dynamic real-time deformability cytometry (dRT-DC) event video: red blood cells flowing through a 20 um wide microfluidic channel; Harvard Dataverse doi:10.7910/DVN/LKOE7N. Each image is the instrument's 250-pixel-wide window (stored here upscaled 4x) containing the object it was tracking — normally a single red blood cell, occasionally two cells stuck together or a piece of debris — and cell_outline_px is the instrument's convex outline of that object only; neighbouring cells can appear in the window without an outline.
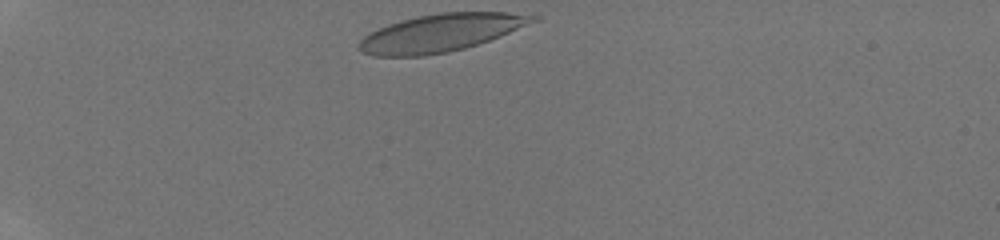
{"species": "human", "species_latin": "Homo sapiens", "temperature_condition": "room temperature", "stored_images_in_passage": 5, "camera_frame_rate_fps": 3000, "um_per_image_px": 0.085, "donor": {"sex": "male"}, "frame": {"image": 1, "passage_image": 1, "time_ms": 0.0, "image_size_px": [1000, 240], "cell_outline_px": [[540, 20], [500, 36], [464, 48], [448, 52], [420, 56], [372, 56], [360, 52], [356, 48], [356, 44], [368, 32], [388, 24], [420, 16], [440, 12], [536, 12], [540, 16]], "centroid_in_image_um": [37.51, 2.78], "position_along_channel_um": 47.5, "area_um2": 38.55}}
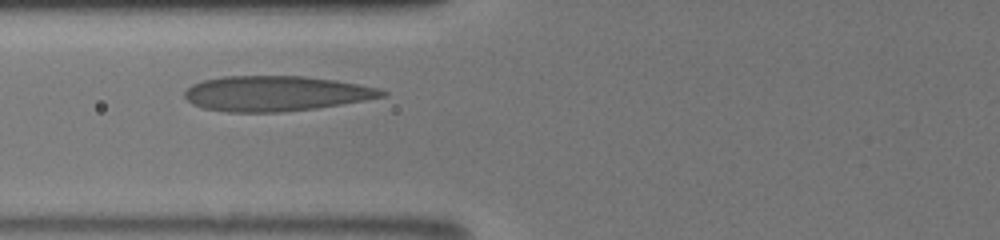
{"frame": {"image": 2, "passage_image": 4, "time_ms": 2.667, "image_size_px": [1000, 240], "cell_outline_px": [[388, 92], [384, 96], [364, 100], [316, 108], [280, 112], [228, 112], [204, 108], [192, 104], [184, 96], [184, 92], [192, 84], [204, 80], [224, 76], [304, 76], [336, 80], [380, 88]], "centroid_in_image_um": [23.44, 7.94], "position_along_channel_um": 102.4, "area_um2": 40.34}}